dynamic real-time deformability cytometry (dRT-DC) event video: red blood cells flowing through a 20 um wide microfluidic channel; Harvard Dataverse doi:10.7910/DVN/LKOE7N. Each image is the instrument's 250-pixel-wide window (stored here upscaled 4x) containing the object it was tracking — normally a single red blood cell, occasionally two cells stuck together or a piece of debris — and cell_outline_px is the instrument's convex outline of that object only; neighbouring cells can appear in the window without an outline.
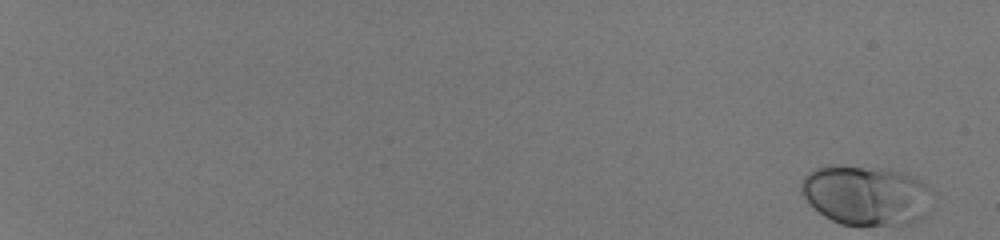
{"species": "human", "species_latin": "Homo sapiens", "temperature_condition": "room temperature", "stored_images_in_passage": 54, "camera_frame_rate_fps": 3000, "um_per_image_px": 0.085, "donor": {"sex": "male"}, "frame": {"image": 1, "passage_image": 1, "time_ms": 0.0, "image_size_px": [1000, 240], "cell_outline_px": [[936, 192], [924, 216], [912, 224], [840, 224], [824, 216], [800, 192], [800, 184], [804, 176], [808, 172], [816, 168], [828, 164], [836, 164], [888, 168], [908, 172], [916, 176]], "centroid_in_image_um": [73.68, 16.54], "position_along_channel_um": 11.3, "area_um2": 46.59}}
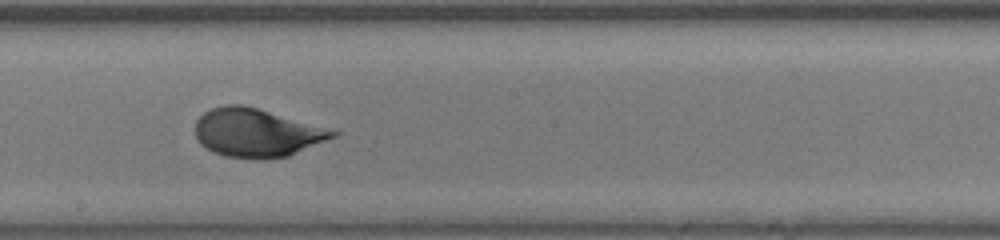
{"frame": {"image": 2, "passage_image": 36, "time_ms": 11.667, "image_size_px": [1000, 240], "cell_outline_px": [[340, 132], [336, 136], [288, 156], [264, 160], [256, 160], [224, 156], [212, 152], [200, 144], [196, 140], [196, 120], [204, 112], [212, 108], [224, 104], [240, 104], [256, 108]], "centroid_in_image_um": [21.75, 11.31], "position_along_channel_um": 226.4, "area_um2": 38.61}}
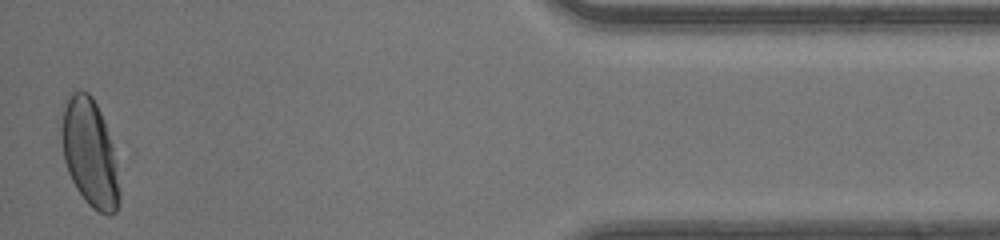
{"frame": {"image": 3, "passage_image": 54, "time_ms": 17.667, "image_size_px": [1000, 240], "cell_outline_px": [[120, 200], [116, 212], [108, 216], [92, 208], [84, 200], [76, 188], [68, 172], [64, 160], [60, 140], [60, 104], [68, 92], [80, 88], [88, 92], [92, 96], [104, 120], [112, 144], [116, 164], [120, 192]], "centroid_in_image_um": [7.57, 12.91], "position_along_channel_um": 427.6, "area_um2": 37.4}, "authors_computed_cell_mechanics": {"area_um2": 39.1306, "velocity_mm_per_s": 4.1566, "shape_relaxation_time_tau1_ms": 2.8874, "shape_relaxation_time_tau2_ms": null, "deformation_change_tau1": 0.1545, "deformation_change_tau2": null}}